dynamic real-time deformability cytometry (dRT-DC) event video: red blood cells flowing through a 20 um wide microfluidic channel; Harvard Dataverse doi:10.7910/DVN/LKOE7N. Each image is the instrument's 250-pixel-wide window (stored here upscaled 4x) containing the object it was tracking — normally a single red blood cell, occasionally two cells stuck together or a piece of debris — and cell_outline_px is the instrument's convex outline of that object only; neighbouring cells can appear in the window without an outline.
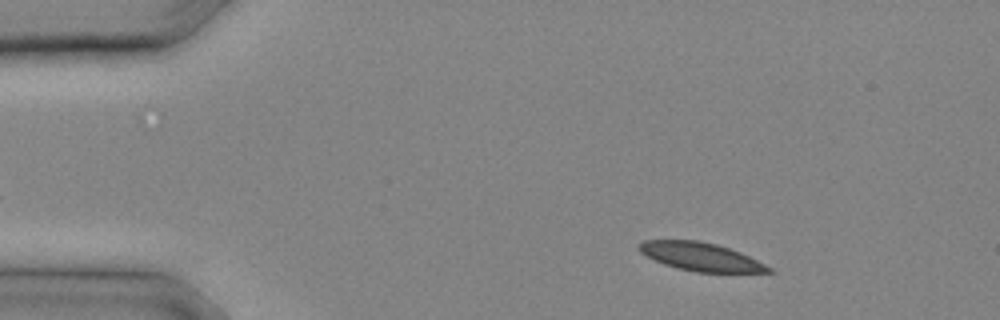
{"species": "common noctule bat (a hibernating species)", "species_latin": "Nyctalus noctula", "temperature_condition": "cold", "stored_images_in_passage": 9, "camera_frame_rate_fps": 3000, "um_per_image_px": 0.085, "animal": {"sex": "male", "body_mass_g": 20.4}, "frame": {"image": 1, "passage_image": 2, "time_ms": 0.333, "image_size_px": [1000, 320], "cell_outline_px": [[776, 272], [696, 272], [676, 268], [664, 264], [640, 252], [636, 248], [644, 240], [700, 240], [716, 244], [740, 252], [772, 268]], "centroid_in_image_um": [59.55, 21.82], "position_along_channel_um": 25.5, "area_um2": 21.15}}
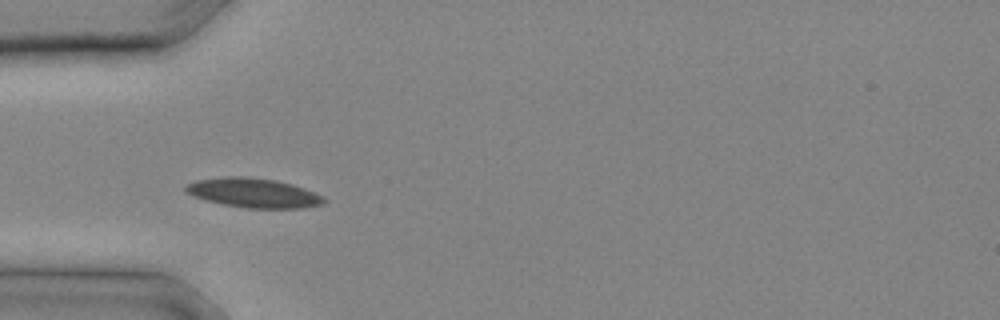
{"frame": {"image": 2, "passage_image": 6, "time_ms": 1.667, "image_size_px": [1000, 320], "cell_outline_px": [[328, 200], [324, 204], [300, 208], [248, 208], [220, 204], [192, 196], [184, 192], [184, 188], [188, 184], [196, 180], [224, 176], [244, 176], [276, 180], [292, 184], [304, 188], [324, 196]], "centroid_in_image_um": [21.54, 16.39], "position_along_channel_um": 63.5, "area_um2": 23.93}}